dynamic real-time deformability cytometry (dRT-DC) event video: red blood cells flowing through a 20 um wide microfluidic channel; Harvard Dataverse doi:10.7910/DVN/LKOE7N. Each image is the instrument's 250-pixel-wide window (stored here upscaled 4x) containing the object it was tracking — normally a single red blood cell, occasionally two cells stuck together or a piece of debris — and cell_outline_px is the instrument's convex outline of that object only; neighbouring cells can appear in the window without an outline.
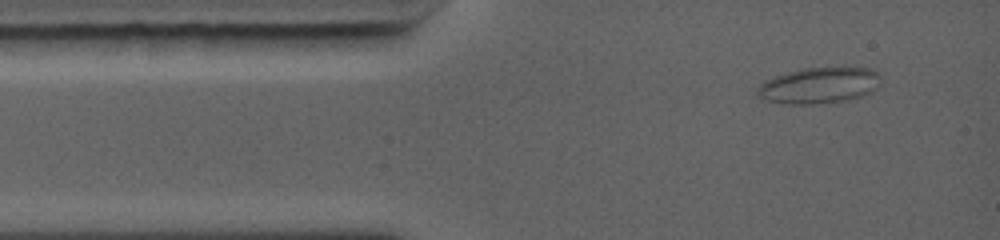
{"species": "common noctule bat (a hibernating species)", "species_latin": "Nyctalus noctula", "temperature_condition": "warm", "stored_images_in_passage": 11, "camera_frame_rate_fps": 5000, "um_per_image_px": 0.085, "animal": {"sex": "female", "body_mass_g": 19.0, "forearm_length_mm": 56.7}, "frame": {"image": 1, "passage_image": 2, "time_ms": 0.8, "image_size_px": [1000, 240], "cell_outline_px": [[880, 84], [876, 88], [860, 96], [848, 100], [816, 104], [792, 104], [768, 100], [760, 96], [756, 92], [756, 88], [764, 80], [788, 72], [804, 68], [872, 68], [880, 76]], "centroid_in_image_um": [69.62, 7.26], "position_along_channel_um": 15.4, "area_um2": 25.61}}
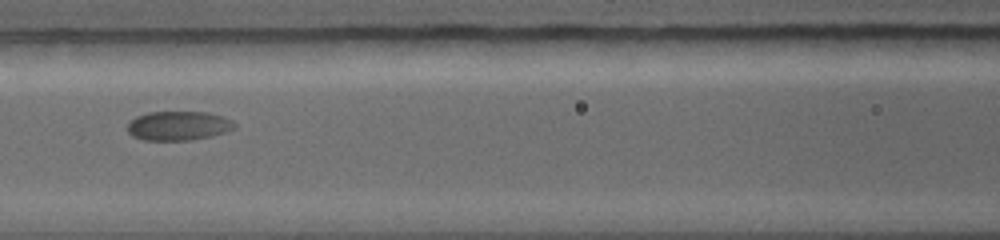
{"frame": {"image": 2, "passage_image": 7, "time_ms": 5.2, "image_size_px": [1000, 240], "cell_outline_px": [[236, 128], [212, 136], [192, 140], [144, 140], [132, 136], [128, 132], [128, 120], [136, 116], [148, 112], [208, 112], [224, 116], [232, 120], [236, 124]], "centroid_in_image_um": [15.17, 10.68], "position_along_channel_um": 151.4, "area_um2": 18.44}}
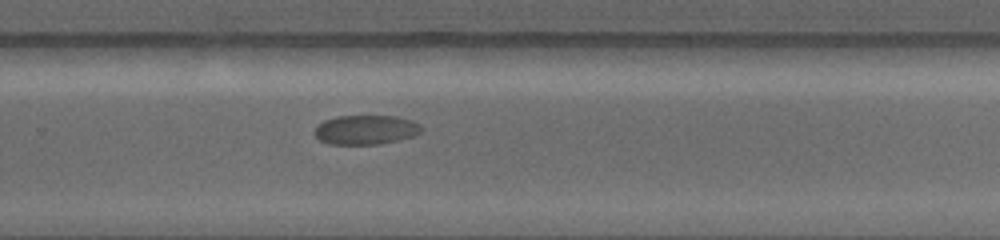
{"frame": {"image": 3, "passage_image": 11, "time_ms": 8.8, "image_size_px": [1000, 240], "cell_outline_px": [[424, 128], [420, 132], [412, 136], [400, 140], [380, 144], [328, 144], [320, 140], [316, 136], [316, 124], [324, 120], [336, 116], [396, 116], [412, 120], [420, 124]], "centroid_in_image_um": [31.11, 11.03], "position_along_channel_um": 298.7, "area_um2": 18.38}}